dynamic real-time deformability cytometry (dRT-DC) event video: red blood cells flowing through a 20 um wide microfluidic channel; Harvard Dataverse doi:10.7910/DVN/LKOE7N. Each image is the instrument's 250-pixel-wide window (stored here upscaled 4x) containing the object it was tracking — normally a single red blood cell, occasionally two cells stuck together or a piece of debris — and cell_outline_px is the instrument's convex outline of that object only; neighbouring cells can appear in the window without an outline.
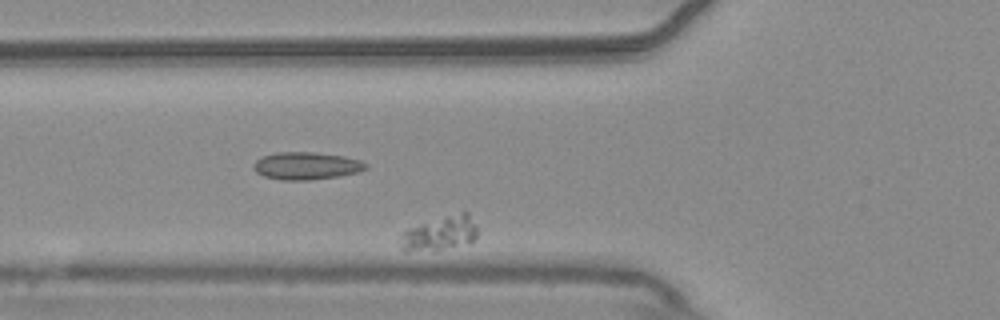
{"species": "common noctule bat (a hibernating species)", "species_latin": "Nyctalus noctula", "temperature_condition": "warm", "stored_images_in_passage": 50, "camera_frame_rate_fps": 3000, "um_per_image_px": 0.085, "animal": {"sex": "male", "body_mass_g": 20.4}, "frame": {"image": 1, "passage_image": 20, "time_ms": 6.333, "image_size_px": [1000, 320], "cell_outline_px": [[476, 236], [468, 244], [440, 248], [400, 248], [400, 236], [408, 228], [464, 208], [468, 212], [476, 228]], "centroid_in_image_um": [37.48, 19.72], "position_along_channel_um": 88.3, "area_um2": 14.91}}
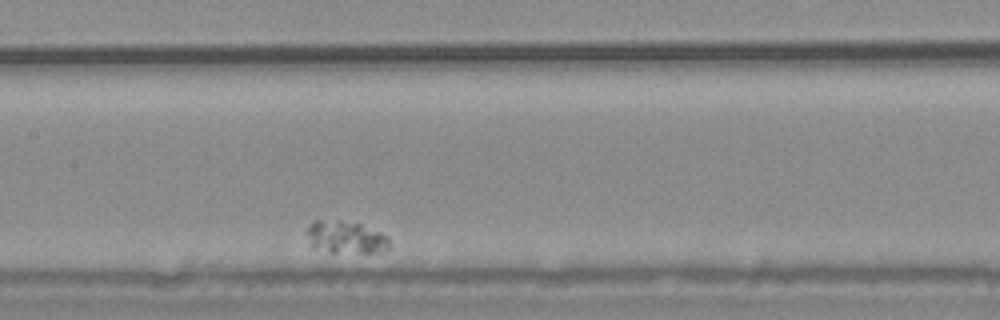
{"frame": {"image": 2, "passage_image": 30, "time_ms": 9.667, "image_size_px": [1000, 320], "cell_outline_px": [[388, 248], [384, 252], [332, 252], [312, 248], [304, 232], [308, 224], [316, 220], [340, 220], [360, 224], [380, 232], [388, 236]], "centroid_in_image_um": [29.32, 20.16], "position_along_channel_um": 178.1, "area_um2": 15.78}}
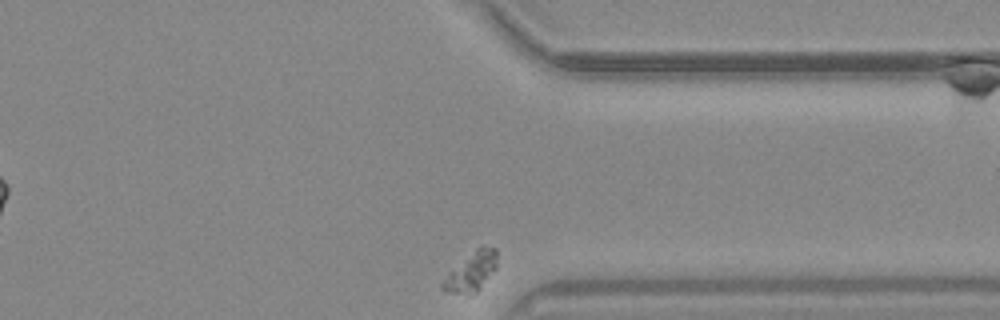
{"frame": {"image": 3, "passage_image": 50, "time_ms": 16.333, "image_size_px": [1000, 320], "cell_outline_px": [[496, 268], [480, 288], [472, 296], [444, 292], [440, 288], [440, 284], [448, 272], [480, 244], [496, 248]], "centroid_in_image_um": [40.02, 23.11], "position_along_channel_um": 371.4, "area_um2": 12.72}}